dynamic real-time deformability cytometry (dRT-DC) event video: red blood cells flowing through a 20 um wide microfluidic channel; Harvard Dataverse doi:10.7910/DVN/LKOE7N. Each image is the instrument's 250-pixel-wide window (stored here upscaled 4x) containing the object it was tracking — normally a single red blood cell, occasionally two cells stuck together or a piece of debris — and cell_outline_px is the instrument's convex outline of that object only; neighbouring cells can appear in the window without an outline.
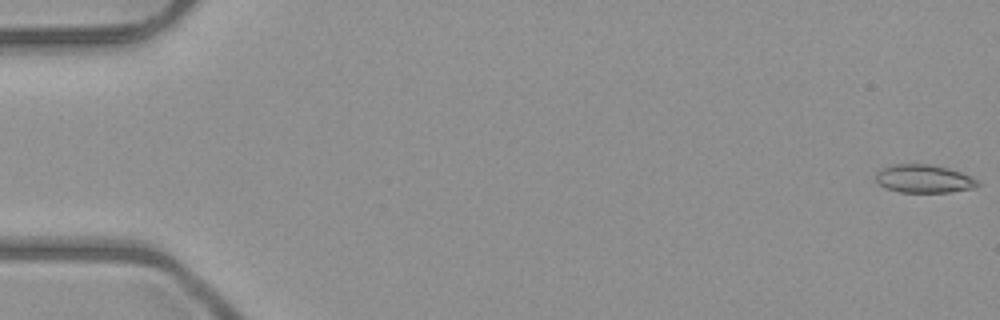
{"species": "common noctule bat (a hibernating species)", "species_latin": "Nyctalus noctula", "temperature_condition": "room temperature", "stored_images_in_passage": 7, "camera_frame_rate_fps": 3000, "um_per_image_px": 0.085, "animal": {"sex": "male", "body_mass_g": 23.1, "forearm_length_mm": 52.7}, "frame": {"image": 1, "passage_image": 1, "time_ms": 0.0, "image_size_px": [1000, 320], "cell_outline_px": [[980, 184], [972, 188], [948, 192], [900, 192], [884, 188], [876, 180], [876, 172], [880, 168], [896, 164], [928, 164], [948, 168], [960, 172], [976, 180]], "centroid_in_image_um": [78.47, 15.19], "position_along_channel_um": 6.5, "area_um2": 16.53}}
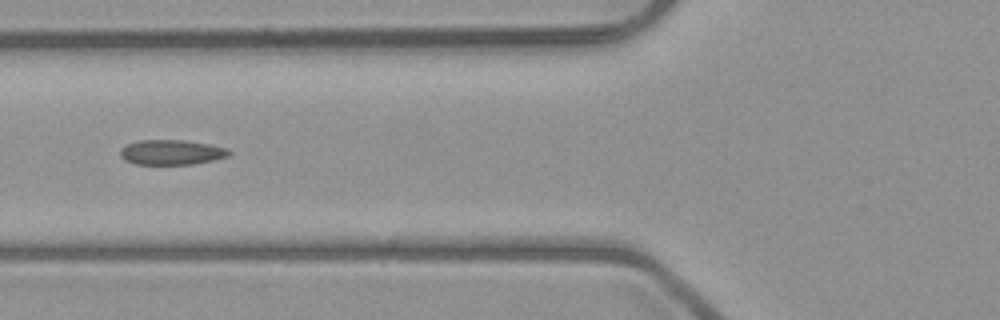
{"frame": {"image": 2, "passage_image": 6, "time_ms": 6.667, "image_size_px": [1000, 320], "cell_outline_px": [[232, 152], [228, 156], [212, 160], [192, 164], [136, 164], [124, 160], [120, 156], [120, 148], [128, 144], [140, 140], [184, 140], [208, 144], [224, 148]], "centroid_in_image_um": [14.53, 12.94], "position_along_channel_um": 111.3, "area_um2": 15.66}}
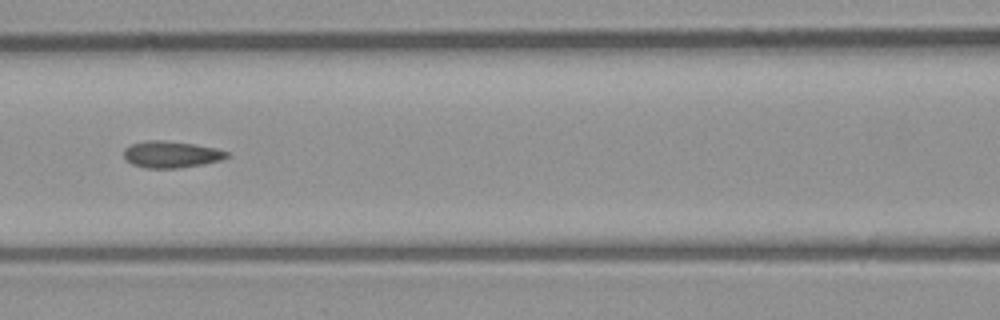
{"frame": {"image": 3, "passage_image": 7, "time_ms": 7.667, "image_size_px": [1000, 320], "cell_outline_px": [[228, 156], [220, 160], [204, 164], [180, 168], [148, 168], [132, 164], [124, 156], [124, 148], [132, 144], [148, 140], [160, 140], [192, 144], [216, 148], [228, 152]], "centroid_in_image_um": [14.55, 13.13], "position_along_channel_um": 152.1, "area_um2": 15.78}}